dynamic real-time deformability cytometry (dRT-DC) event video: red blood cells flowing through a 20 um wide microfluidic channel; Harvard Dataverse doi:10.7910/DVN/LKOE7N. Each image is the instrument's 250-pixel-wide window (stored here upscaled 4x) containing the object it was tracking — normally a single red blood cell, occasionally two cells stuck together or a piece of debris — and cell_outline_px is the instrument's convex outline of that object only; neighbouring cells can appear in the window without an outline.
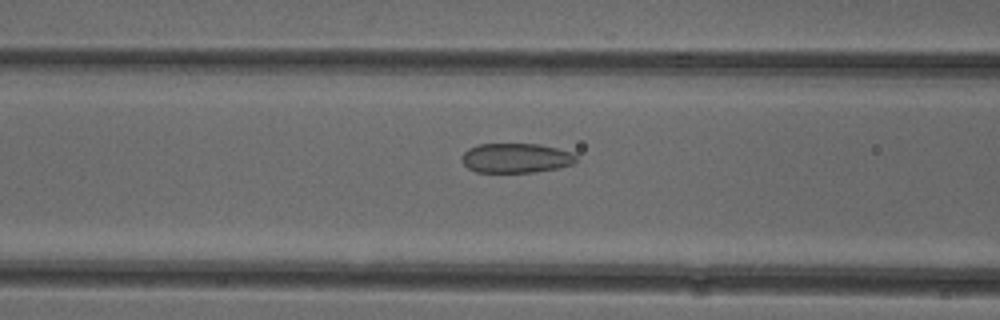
{"species": "common noctule bat (a hibernating species)", "species_latin": "Nyctalus noctula", "temperature_condition": "cold", "stored_images_in_passage": 41, "camera_frame_rate_fps": 3000, "um_per_image_px": 0.085, "animal": {"sex": "female"}, "frame": {"image": 1, "passage_image": 12, "time_ms": 3.667, "image_size_px": [1000, 320], "cell_outline_px": [[576, 160], [572, 164], [560, 168], [536, 172], [476, 172], [468, 168], [464, 164], [460, 156], [468, 148], [480, 144], [540, 144], [572, 152], [576, 156]], "centroid_in_image_um": [43.85, 13.43], "position_along_channel_um": 122.8, "area_um2": 19.83}}
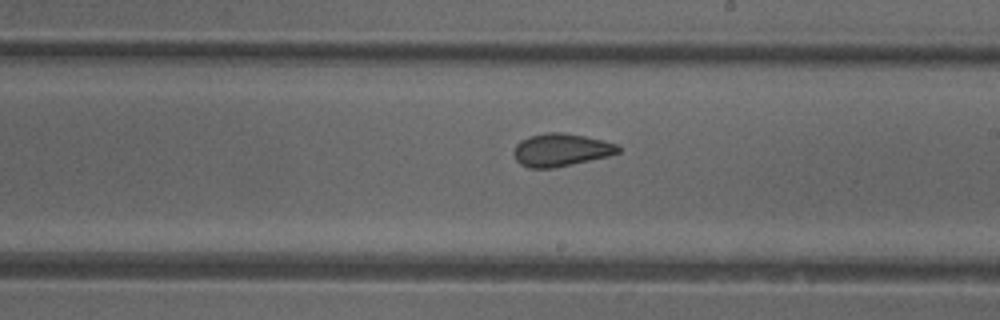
{"frame": {"image": 2, "passage_image": 21, "time_ms": 6.667, "image_size_px": [1000, 320], "cell_outline_px": [[620, 152], [608, 156], [572, 164], [552, 168], [528, 168], [520, 164], [516, 160], [512, 152], [516, 144], [520, 140], [528, 136], [548, 132], [564, 132], [584, 136], [616, 144], [620, 148]], "centroid_in_image_um": [47.63, 12.74], "position_along_channel_um": 241.4, "area_um2": 19.94}}
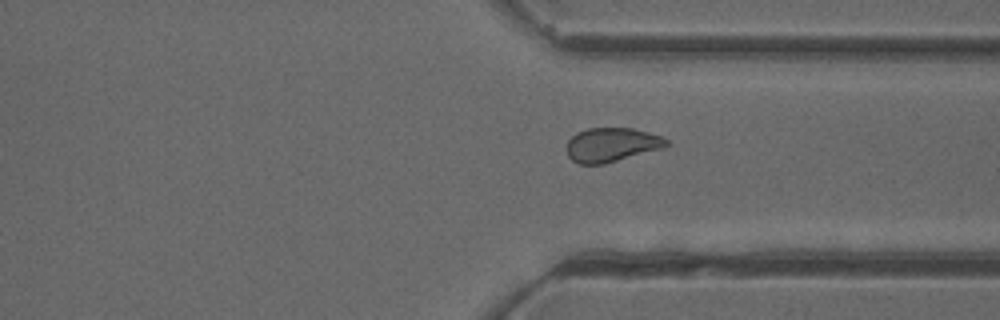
{"frame": {"image": 3, "passage_image": 30, "time_ms": 9.667, "image_size_px": [1000, 320], "cell_outline_px": [[672, 144], [664, 148], [604, 164], [580, 164], [572, 160], [568, 156], [564, 148], [568, 140], [576, 132], [588, 128], [632, 128], [664, 136]], "centroid_in_image_um": [52.0, 12.3], "position_along_channel_um": 359.4, "area_um2": 20.23}}